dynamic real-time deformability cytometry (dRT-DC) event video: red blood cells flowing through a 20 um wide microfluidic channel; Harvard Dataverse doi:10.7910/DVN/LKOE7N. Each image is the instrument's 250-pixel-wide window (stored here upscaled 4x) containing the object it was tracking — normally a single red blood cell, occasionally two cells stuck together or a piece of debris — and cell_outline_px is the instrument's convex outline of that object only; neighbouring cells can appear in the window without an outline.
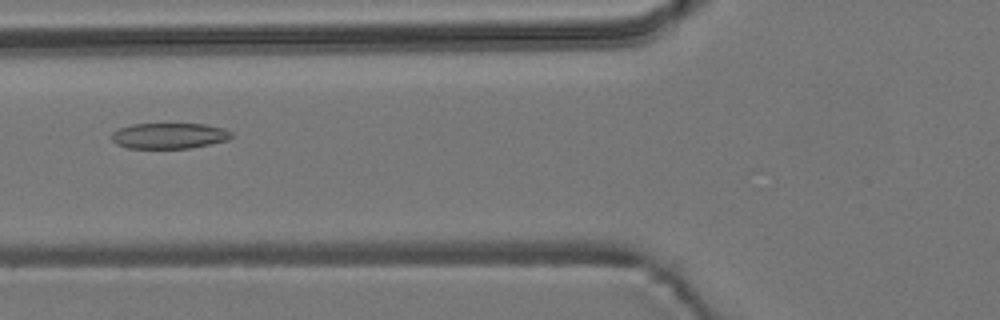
{"species": "common noctule bat (a hibernating species)", "species_latin": "Nyctalus noctula", "temperature_condition": "room temperature", "stored_images_in_passage": 46, "camera_frame_rate_fps": 3000, "um_per_image_px": 0.085, "animal": {"sex": "male", "body_mass_g": 19.2, "forearm_length_mm": 51.8}, "frame": {"image": 1, "passage_image": 12, "time_ms": 3.667, "image_size_px": [1000, 320], "cell_outline_px": [[232, 136], [228, 140], [188, 148], [128, 148], [116, 144], [112, 140], [112, 132], [120, 128], [132, 124], [204, 124], [224, 128], [232, 132]], "centroid_in_image_um": [14.37, 11.54], "position_along_channel_um": 111.4, "area_um2": 17.86}}
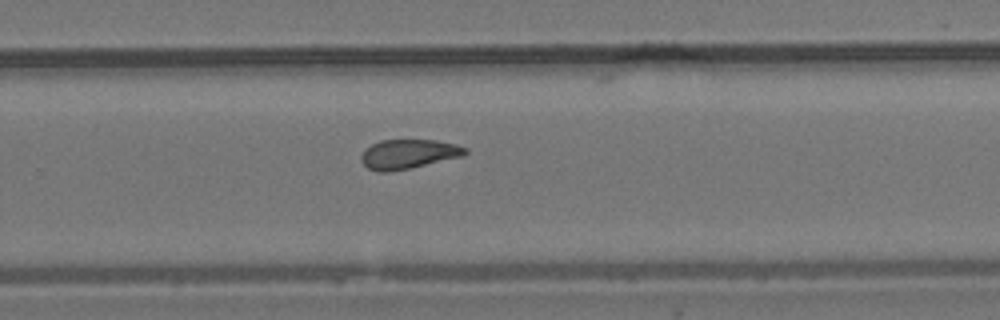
{"frame": {"image": 2, "passage_image": 27, "time_ms": 8.667, "image_size_px": [1000, 320], "cell_outline_px": [[468, 152], [464, 156], [412, 168], [388, 172], [376, 172], [368, 168], [360, 160], [360, 156], [364, 148], [380, 140], [436, 140], [456, 144], [468, 148]], "centroid_in_image_um": [34.71, 13.1], "position_along_channel_um": 295.1, "area_um2": 18.15}}
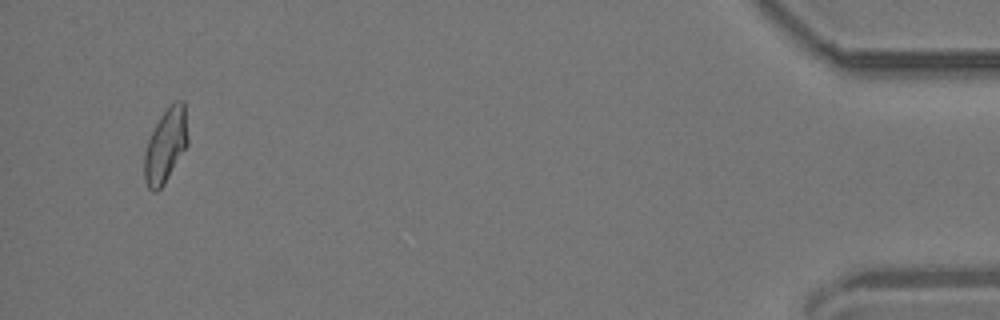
{"frame": {"image": 3, "passage_image": 44, "time_ms": 14.333, "image_size_px": [1000, 320], "cell_outline_px": [[188, 144], [164, 184], [156, 192], [152, 192], [148, 188], [144, 180], [144, 152], [148, 140], [160, 116], [176, 100], [184, 100], [188, 136]], "centroid_in_image_um": [14.07, 12.39], "position_along_channel_um": 421.1, "area_um2": 18.67}, "authors_computed_cell_mechanics": {"area_um2": 18.6405, "velocity_mm_per_s": 3.6853, "shape_relaxation_time_tau1_ms": null, "shape_relaxation_time_tau2_ms": 4.5087, "deformation_change_tau1": null, "deformation_change_tau2": 0.1098}}